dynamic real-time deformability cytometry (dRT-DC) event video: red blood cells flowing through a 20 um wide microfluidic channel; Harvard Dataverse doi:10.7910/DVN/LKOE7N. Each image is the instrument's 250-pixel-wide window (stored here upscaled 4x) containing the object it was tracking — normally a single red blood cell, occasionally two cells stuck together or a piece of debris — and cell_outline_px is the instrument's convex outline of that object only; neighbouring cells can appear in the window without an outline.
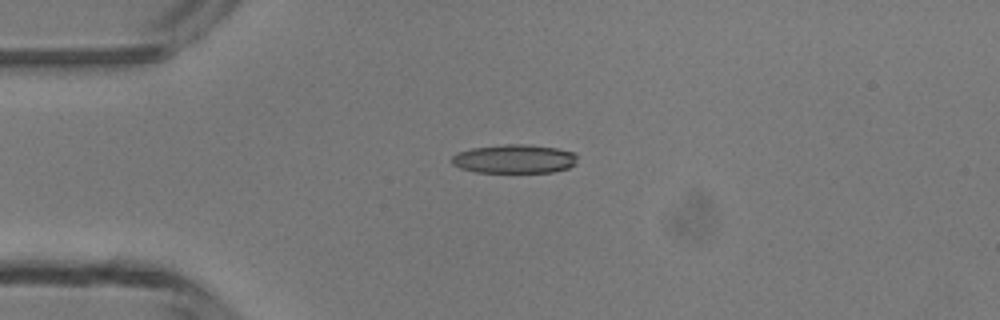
{"species": "common noctule bat (a hibernating species)", "species_latin": "Nyctalus noctula", "temperature_condition": "room temperature", "stored_images_in_passage": 2, "camera_frame_rate_fps": 3000, "um_per_image_px": 0.085, "animal": {"sex": "male", "body_mass_g": 13.3}, "frame": {"image": 1, "passage_image": 1, "time_ms": 0.0, "image_size_px": [1000, 320], "cell_outline_px": [[576, 164], [568, 168], [552, 172], [476, 172], [460, 168], [452, 164], [452, 156], [456, 152], [472, 148], [504, 144], [524, 144], [556, 148], [572, 152], [576, 156]], "centroid_in_image_um": [43.69, 13.51], "position_along_channel_um": 41.3, "area_um2": 21.04}}
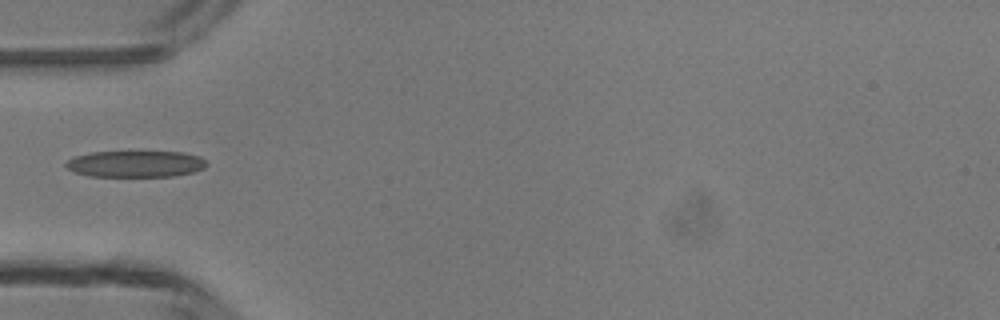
{"frame": {"image": 2, "passage_image": 2, "time_ms": 1.333, "image_size_px": [1000, 320], "cell_outline_px": [[208, 164], [204, 168], [192, 172], [172, 176], [88, 176], [76, 172], [68, 168], [64, 164], [68, 160], [76, 156], [92, 152], [184, 152], [200, 156]], "centroid_in_image_um": [11.54, 13.93], "position_along_channel_um": 73.5, "area_um2": 21.5}}